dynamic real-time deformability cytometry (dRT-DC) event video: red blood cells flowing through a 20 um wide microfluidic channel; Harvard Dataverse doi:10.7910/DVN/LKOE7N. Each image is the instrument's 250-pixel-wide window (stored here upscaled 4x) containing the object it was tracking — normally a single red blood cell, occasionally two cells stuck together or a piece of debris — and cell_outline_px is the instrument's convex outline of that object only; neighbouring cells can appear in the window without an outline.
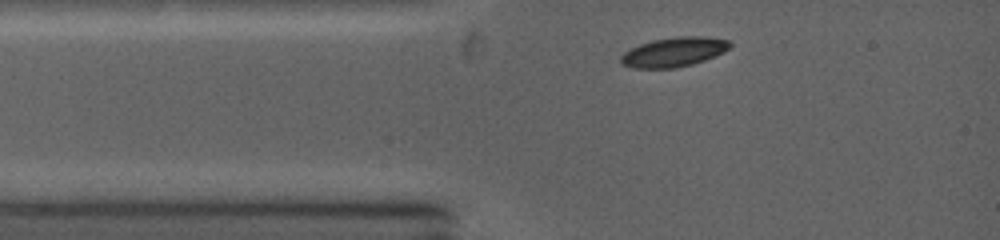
{"species": "common noctule bat (a hibernating species)", "species_latin": "Nyctalus noctula", "temperature_condition": "warm", "stored_images_in_passage": 15, "camera_frame_rate_fps": 5000, "um_per_image_px": 0.085, "animal": {"sex": "female", "body_mass_g": 19.0, "forearm_length_mm": 53.3}, "frame": {"image": 1, "passage_image": 1, "time_ms": 0.0, "image_size_px": [1000, 240], "cell_outline_px": [[732, 44], [724, 52], [704, 60], [692, 64], [672, 68], [636, 68], [624, 64], [620, 60], [620, 56], [624, 52], [640, 44], [652, 40], [676, 36], [704, 36], [728, 40]], "centroid_in_image_um": [57.29, 4.41], "position_along_channel_um": 27.7, "area_um2": 18.55}}
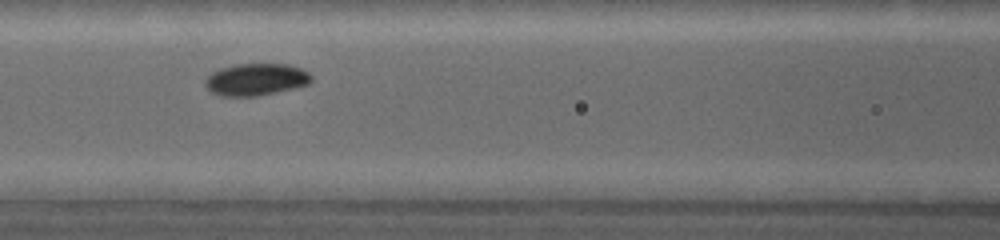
{"frame": {"image": 2, "passage_image": 5, "time_ms": 3.0, "image_size_px": [1000, 240], "cell_outline_px": [[312, 80], [308, 84], [256, 96], [224, 96], [212, 92], [208, 88], [208, 76], [212, 72], [220, 68], [236, 64], [288, 64], [300, 68], [308, 72], [312, 76]], "centroid_in_image_um": [21.79, 6.74], "position_along_channel_um": 144.8, "area_um2": 19.36}}
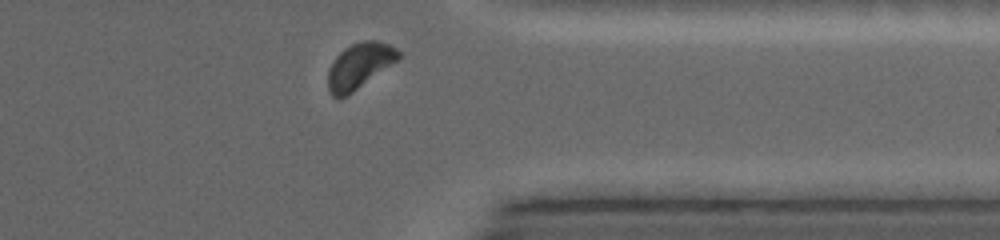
{"frame": {"image": 3, "passage_image": 14, "time_ms": 8.6, "image_size_px": [1000, 240], "cell_outline_px": [[400, 56], [396, 60], [352, 92], [344, 96], [332, 96], [328, 88], [328, 68], [332, 60], [344, 48], [352, 44], [364, 40], [376, 40], [388, 44], [396, 48], [400, 52]], "centroid_in_image_um": [30.51, 5.56], "position_along_channel_um": 380.9, "area_um2": 18.21}, "authors_computed_cell_mechanics": {"area_um2": 18.5538, "velocity_mm_per_s": 4.2912, "shape_relaxation_time_tau1_ms": 1.2667, "shape_relaxation_time_tau2_ms": null, "deformation_change_tau1": 0.0788, "deformation_change_tau2": null}}